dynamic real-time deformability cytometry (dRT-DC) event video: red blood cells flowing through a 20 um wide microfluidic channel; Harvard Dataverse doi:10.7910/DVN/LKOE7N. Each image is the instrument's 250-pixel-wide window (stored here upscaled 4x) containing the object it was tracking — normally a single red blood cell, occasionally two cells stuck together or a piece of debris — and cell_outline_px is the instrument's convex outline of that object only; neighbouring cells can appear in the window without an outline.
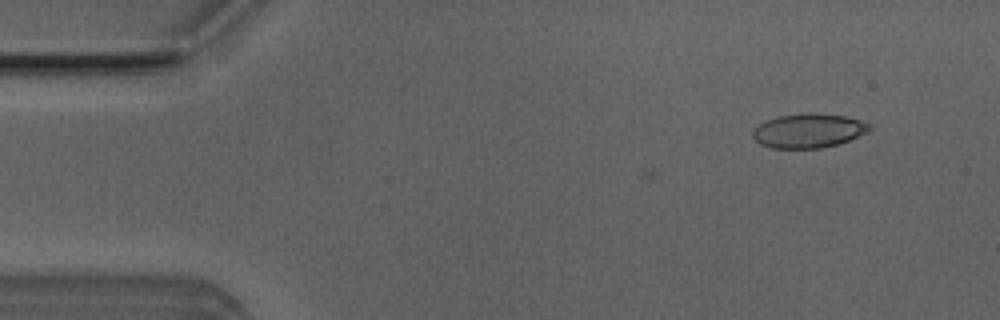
{"species": "Egyptian fruit bat (a non-hibernating species)", "species_latin": "Rousettus aegyptiacus", "temperature_condition": "room temperature", "stored_images_in_passage": 4, "camera_frame_rate_fps": 3000, "um_per_image_px": 0.085, "animal": {"sex": "male"}, "frame": {"image": 1, "passage_image": 1, "time_ms": 0.0, "image_size_px": [1000, 320], "cell_outline_px": [[872, 128], [868, 132], [848, 140], [836, 144], [820, 148], [772, 148], [760, 144], [752, 136], [752, 132], [760, 124], [768, 120], [780, 116], [808, 112], [812, 112], [844, 116], [860, 120], [872, 124]], "centroid_in_image_um": [68.75, 11.1], "position_along_channel_um": 16.3, "area_um2": 23.12}}